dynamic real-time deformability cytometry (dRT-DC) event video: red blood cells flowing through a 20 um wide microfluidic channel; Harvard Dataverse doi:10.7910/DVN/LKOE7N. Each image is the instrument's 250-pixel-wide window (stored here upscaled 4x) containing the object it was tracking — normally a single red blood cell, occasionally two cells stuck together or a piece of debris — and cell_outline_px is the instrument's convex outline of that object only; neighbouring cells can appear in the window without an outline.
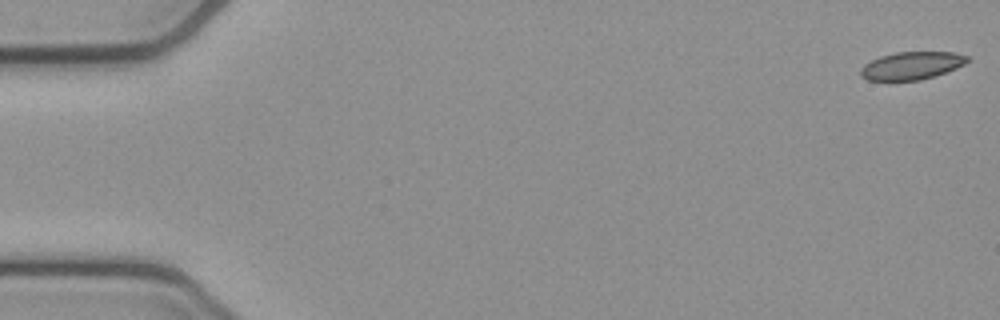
{"species": "common noctule bat (a hibernating species)", "species_latin": "Nyctalus noctula", "temperature_condition": "cold", "stored_images_in_passage": 12, "camera_frame_rate_fps": 3000, "um_per_image_px": 0.085, "animal": {"sex": "female", "body_mass_g": 21.9}, "frame": {"image": 1, "passage_image": 1, "time_ms": 0.0, "image_size_px": [1000, 320], "cell_outline_px": [[968, 60], [964, 64], [956, 68], [920, 80], [868, 80], [860, 76], [860, 68], [864, 64], [880, 56], [896, 52], [956, 52], [968, 56]], "centroid_in_image_um": [77.46, 5.57], "position_along_channel_um": 7.5, "area_um2": 17.11}}